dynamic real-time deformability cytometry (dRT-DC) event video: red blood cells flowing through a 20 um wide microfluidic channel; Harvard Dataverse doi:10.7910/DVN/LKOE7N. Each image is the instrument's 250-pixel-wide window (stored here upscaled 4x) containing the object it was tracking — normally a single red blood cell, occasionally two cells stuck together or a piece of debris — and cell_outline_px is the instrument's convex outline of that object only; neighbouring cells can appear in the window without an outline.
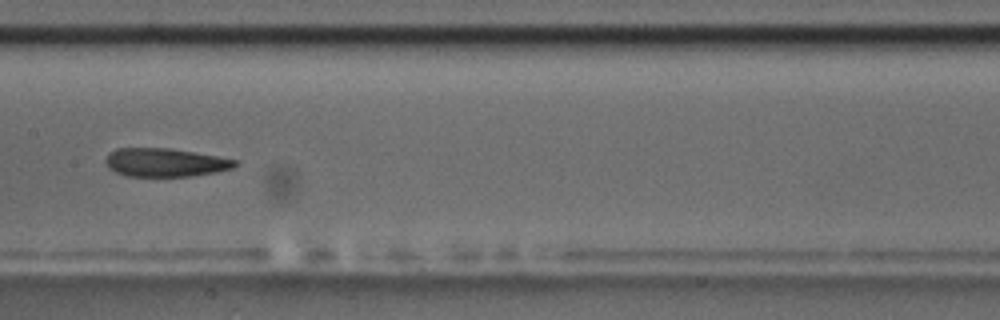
{"species": "common noctule bat (a hibernating species)", "species_latin": "Nyctalus noctula", "temperature_condition": "room temperature", "stored_images_in_passage": 24, "camera_frame_rate_fps": 3000, "um_per_image_px": 0.085, "animal": {"sex": "male", "body_mass_g": 17.5, "forearm_length_mm": 52.3}, "frame": {"image": 1, "passage_image": 14, "time_ms": 4.333, "image_size_px": [1000, 320], "cell_outline_px": [[240, 164], [232, 168], [216, 172], [192, 176], [128, 176], [116, 172], [108, 168], [104, 160], [108, 152], [116, 148], [168, 148], [240, 160]], "centroid_in_image_um": [14.04, 13.81], "position_along_channel_um": 193.4, "area_um2": 21.56}}
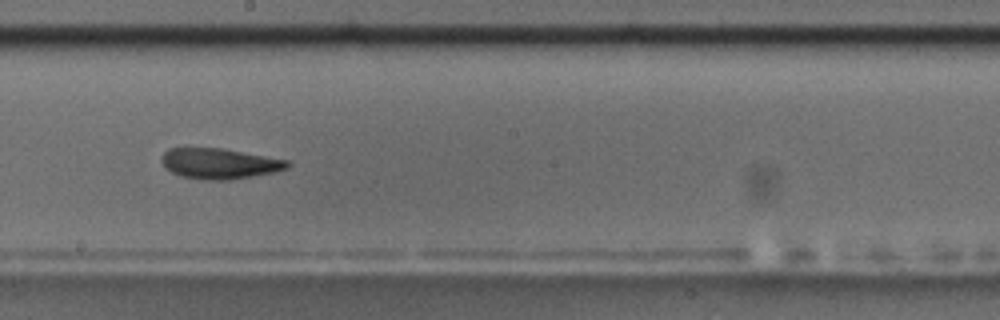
{"frame": {"image": 2, "passage_image": 17, "time_ms": 5.333, "image_size_px": [1000, 320], "cell_outline_px": [[288, 168], [276, 172], [228, 180], [200, 180], [180, 176], [164, 168], [160, 160], [164, 152], [168, 148], [220, 148], [288, 160]], "centroid_in_image_um": [18.6, 13.91], "position_along_channel_um": 229.6, "area_um2": 22.43}}